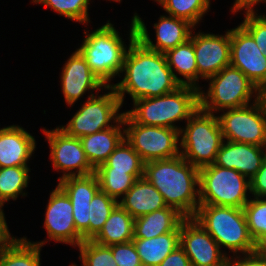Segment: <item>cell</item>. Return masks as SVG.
Here are the masks:
<instances>
[{"label": "cell", "instance_id": "6da1fadb", "mask_svg": "<svg viewBox=\"0 0 266 266\" xmlns=\"http://www.w3.org/2000/svg\"><path fill=\"white\" fill-rule=\"evenodd\" d=\"M130 25L129 47L119 76L124 77L120 82L112 83L122 106L126 93L133 102L141 98L165 95L181 86L168 67L165 54L147 48L136 37L134 20L131 19Z\"/></svg>", "mask_w": 266, "mask_h": 266}, {"label": "cell", "instance_id": "7a4b0ae2", "mask_svg": "<svg viewBox=\"0 0 266 266\" xmlns=\"http://www.w3.org/2000/svg\"><path fill=\"white\" fill-rule=\"evenodd\" d=\"M143 177L162 194L167 206L186 218L195 216L200 205L199 169L181 155L146 162Z\"/></svg>", "mask_w": 266, "mask_h": 266}, {"label": "cell", "instance_id": "3957f363", "mask_svg": "<svg viewBox=\"0 0 266 266\" xmlns=\"http://www.w3.org/2000/svg\"><path fill=\"white\" fill-rule=\"evenodd\" d=\"M131 110L124 111L135 123L181 130L176 123L186 122L199 108V89L181 85L175 91L158 97L133 101Z\"/></svg>", "mask_w": 266, "mask_h": 266}, {"label": "cell", "instance_id": "277c9868", "mask_svg": "<svg viewBox=\"0 0 266 266\" xmlns=\"http://www.w3.org/2000/svg\"><path fill=\"white\" fill-rule=\"evenodd\" d=\"M193 218L220 248L228 249L233 256L259 249L249 233L246 217L241 208L200 204Z\"/></svg>", "mask_w": 266, "mask_h": 266}, {"label": "cell", "instance_id": "5b68a950", "mask_svg": "<svg viewBox=\"0 0 266 266\" xmlns=\"http://www.w3.org/2000/svg\"><path fill=\"white\" fill-rule=\"evenodd\" d=\"M83 34L85 36L78 51L100 81L105 86H112L110 82L113 78L120 76L129 44H125L109 20L91 32L85 30Z\"/></svg>", "mask_w": 266, "mask_h": 266}, {"label": "cell", "instance_id": "8992f818", "mask_svg": "<svg viewBox=\"0 0 266 266\" xmlns=\"http://www.w3.org/2000/svg\"><path fill=\"white\" fill-rule=\"evenodd\" d=\"M208 89H199V107L217 114L226 109L240 108L252 104L262 97V92L238 68L228 65L206 80Z\"/></svg>", "mask_w": 266, "mask_h": 266}, {"label": "cell", "instance_id": "52a82bcc", "mask_svg": "<svg viewBox=\"0 0 266 266\" xmlns=\"http://www.w3.org/2000/svg\"><path fill=\"white\" fill-rule=\"evenodd\" d=\"M179 131L180 155L200 169L215 162L223 142L218 116L198 108Z\"/></svg>", "mask_w": 266, "mask_h": 266}, {"label": "cell", "instance_id": "ba28073f", "mask_svg": "<svg viewBox=\"0 0 266 266\" xmlns=\"http://www.w3.org/2000/svg\"><path fill=\"white\" fill-rule=\"evenodd\" d=\"M248 193L250 180L234 169L214 163L199 169L200 204L243 209L251 198Z\"/></svg>", "mask_w": 266, "mask_h": 266}, {"label": "cell", "instance_id": "9c48e42d", "mask_svg": "<svg viewBox=\"0 0 266 266\" xmlns=\"http://www.w3.org/2000/svg\"><path fill=\"white\" fill-rule=\"evenodd\" d=\"M105 90V94L88 95L87 101L69 122L58 127L67 135L76 138L113 127L123 117L124 112H120L122 104L114 88L106 86Z\"/></svg>", "mask_w": 266, "mask_h": 266}, {"label": "cell", "instance_id": "30bf717a", "mask_svg": "<svg viewBox=\"0 0 266 266\" xmlns=\"http://www.w3.org/2000/svg\"><path fill=\"white\" fill-rule=\"evenodd\" d=\"M125 139L146 163L180 155L179 130L135 123L123 114Z\"/></svg>", "mask_w": 266, "mask_h": 266}, {"label": "cell", "instance_id": "8fae6325", "mask_svg": "<svg viewBox=\"0 0 266 266\" xmlns=\"http://www.w3.org/2000/svg\"><path fill=\"white\" fill-rule=\"evenodd\" d=\"M218 116L224 140L266 147V101L262 96L240 108L226 109Z\"/></svg>", "mask_w": 266, "mask_h": 266}, {"label": "cell", "instance_id": "7c38bea8", "mask_svg": "<svg viewBox=\"0 0 266 266\" xmlns=\"http://www.w3.org/2000/svg\"><path fill=\"white\" fill-rule=\"evenodd\" d=\"M42 131L45 140L49 143V158L53 169L63 173L58 180L69 176H86L95 173V169L86 158L79 138L67 135L59 127L52 130L44 127Z\"/></svg>", "mask_w": 266, "mask_h": 266}, {"label": "cell", "instance_id": "4fadbf2b", "mask_svg": "<svg viewBox=\"0 0 266 266\" xmlns=\"http://www.w3.org/2000/svg\"><path fill=\"white\" fill-rule=\"evenodd\" d=\"M180 246L192 266H227L229 254L193 217L185 218L180 225Z\"/></svg>", "mask_w": 266, "mask_h": 266}, {"label": "cell", "instance_id": "5bb4252c", "mask_svg": "<svg viewBox=\"0 0 266 266\" xmlns=\"http://www.w3.org/2000/svg\"><path fill=\"white\" fill-rule=\"evenodd\" d=\"M230 65L240 69L262 93L266 90V57L241 24L230 29Z\"/></svg>", "mask_w": 266, "mask_h": 266}, {"label": "cell", "instance_id": "9a60e30c", "mask_svg": "<svg viewBox=\"0 0 266 266\" xmlns=\"http://www.w3.org/2000/svg\"><path fill=\"white\" fill-rule=\"evenodd\" d=\"M45 209L43 226L48 241L53 240L73 247H78L84 241L76 230L71 200L58 185L50 193Z\"/></svg>", "mask_w": 266, "mask_h": 266}, {"label": "cell", "instance_id": "2e32d148", "mask_svg": "<svg viewBox=\"0 0 266 266\" xmlns=\"http://www.w3.org/2000/svg\"><path fill=\"white\" fill-rule=\"evenodd\" d=\"M190 39L195 51L198 83L201 78L207 80L230 65L229 29L223 35L192 31Z\"/></svg>", "mask_w": 266, "mask_h": 266}, {"label": "cell", "instance_id": "e0dca14e", "mask_svg": "<svg viewBox=\"0 0 266 266\" xmlns=\"http://www.w3.org/2000/svg\"><path fill=\"white\" fill-rule=\"evenodd\" d=\"M158 22H155L153 27L155 29V44L150 38V33H148L147 25L140 15L134 13L132 20L135 22L136 26V37L149 49L166 53L186 42L190 39L192 31L195 27L186 20L173 17L171 15H160Z\"/></svg>", "mask_w": 266, "mask_h": 266}, {"label": "cell", "instance_id": "ac0fdd59", "mask_svg": "<svg viewBox=\"0 0 266 266\" xmlns=\"http://www.w3.org/2000/svg\"><path fill=\"white\" fill-rule=\"evenodd\" d=\"M63 65L60 81L66 105L73 107L87 91H90V95H95L94 90L96 93L105 90L106 86L92 72L78 49L72 52Z\"/></svg>", "mask_w": 266, "mask_h": 266}, {"label": "cell", "instance_id": "d6986e66", "mask_svg": "<svg viewBox=\"0 0 266 266\" xmlns=\"http://www.w3.org/2000/svg\"><path fill=\"white\" fill-rule=\"evenodd\" d=\"M57 185L66 193L72 203L76 230L83 240H89V206L92 198L100 190L95 173L86 176H69Z\"/></svg>", "mask_w": 266, "mask_h": 266}, {"label": "cell", "instance_id": "ffe728a7", "mask_svg": "<svg viewBox=\"0 0 266 266\" xmlns=\"http://www.w3.org/2000/svg\"><path fill=\"white\" fill-rule=\"evenodd\" d=\"M266 158V147L223 140L214 164L234 169L249 180L258 172Z\"/></svg>", "mask_w": 266, "mask_h": 266}, {"label": "cell", "instance_id": "44dd1931", "mask_svg": "<svg viewBox=\"0 0 266 266\" xmlns=\"http://www.w3.org/2000/svg\"><path fill=\"white\" fill-rule=\"evenodd\" d=\"M36 140L20 125L0 128V168L28 166Z\"/></svg>", "mask_w": 266, "mask_h": 266}, {"label": "cell", "instance_id": "7402d4cb", "mask_svg": "<svg viewBox=\"0 0 266 266\" xmlns=\"http://www.w3.org/2000/svg\"><path fill=\"white\" fill-rule=\"evenodd\" d=\"M79 139L87 160L96 169L108 159L109 155L125 139L123 117L113 127L82 136Z\"/></svg>", "mask_w": 266, "mask_h": 266}, {"label": "cell", "instance_id": "603a6c76", "mask_svg": "<svg viewBox=\"0 0 266 266\" xmlns=\"http://www.w3.org/2000/svg\"><path fill=\"white\" fill-rule=\"evenodd\" d=\"M118 204L134 219L168 207L162 194L144 177L135 181L129 191L118 200Z\"/></svg>", "mask_w": 266, "mask_h": 266}, {"label": "cell", "instance_id": "cb8c5ba5", "mask_svg": "<svg viewBox=\"0 0 266 266\" xmlns=\"http://www.w3.org/2000/svg\"><path fill=\"white\" fill-rule=\"evenodd\" d=\"M185 218L170 206L139 216L134 220L133 238L150 239L173 232Z\"/></svg>", "mask_w": 266, "mask_h": 266}, {"label": "cell", "instance_id": "d4e9b609", "mask_svg": "<svg viewBox=\"0 0 266 266\" xmlns=\"http://www.w3.org/2000/svg\"><path fill=\"white\" fill-rule=\"evenodd\" d=\"M0 248V266H41V250L48 241H30L14 235Z\"/></svg>", "mask_w": 266, "mask_h": 266}, {"label": "cell", "instance_id": "484cf974", "mask_svg": "<svg viewBox=\"0 0 266 266\" xmlns=\"http://www.w3.org/2000/svg\"><path fill=\"white\" fill-rule=\"evenodd\" d=\"M142 266H159L160 263L180 246V226L154 238H133Z\"/></svg>", "mask_w": 266, "mask_h": 266}, {"label": "cell", "instance_id": "4316f807", "mask_svg": "<svg viewBox=\"0 0 266 266\" xmlns=\"http://www.w3.org/2000/svg\"><path fill=\"white\" fill-rule=\"evenodd\" d=\"M168 67L171 69L174 78L181 85L193 86L200 89L198 84V69L196 64L193 42L188 39L175 48L164 53ZM178 74L181 75L178 77Z\"/></svg>", "mask_w": 266, "mask_h": 266}, {"label": "cell", "instance_id": "83f0119b", "mask_svg": "<svg viewBox=\"0 0 266 266\" xmlns=\"http://www.w3.org/2000/svg\"><path fill=\"white\" fill-rule=\"evenodd\" d=\"M134 220L118 204L111 212L103 228L92 240L103 246L130 242L133 240Z\"/></svg>", "mask_w": 266, "mask_h": 266}, {"label": "cell", "instance_id": "f1b7e54d", "mask_svg": "<svg viewBox=\"0 0 266 266\" xmlns=\"http://www.w3.org/2000/svg\"><path fill=\"white\" fill-rule=\"evenodd\" d=\"M29 167L0 168V208H3L4 204L10 200H17L18 196H27L24 189L28 187L30 181Z\"/></svg>", "mask_w": 266, "mask_h": 266}, {"label": "cell", "instance_id": "f546056e", "mask_svg": "<svg viewBox=\"0 0 266 266\" xmlns=\"http://www.w3.org/2000/svg\"><path fill=\"white\" fill-rule=\"evenodd\" d=\"M145 162L124 139L95 171H120L127 174H144Z\"/></svg>", "mask_w": 266, "mask_h": 266}, {"label": "cell", "instance_id": "4dcf8cb0", "mask_svg": "<svg viewBox=\"0 0 266 266\" xmlns=\"http://www.w3.org/2000/svg\"><path fill=\"white\" fill-rule=\"evenodd\" d=\"M163 10L176 18L188 21L194 27L209 12L211 0H154Z\"/></svg>", "mask_w": 266, "mask_h": 266}, {"label": "cell", "instance_id": "1f68e13d", "mask_svg": "<svg viewBox=\"0 0 266 266\" xmlns=\"http://www.w3.org/2000/svg\"><path fill=\"white\" fill-rule=\"evenodd\" d=\"M243 211L254 242L259 248H266V197L250 198Z\"/></svg>", "mask_w": 266, "mask_h": 266}, {"label": "cell", "instance_id": "d6a6232c", "mask_svg": "<svg viewBox=\"0 0 266 266\" xmlns=\"http://www.w3.org/2000/svg\"><path fill=\"white\" fill-rule=\"evenodd\" d=\"M100 190L118 201L143 174H127L120 171H95Z\"/></svg>", "mask_w": 266, "mask_h": 266}, {"label": "cell", "instance_id": "836d02e7", "mask_svg": "<svg viewBox=\"0 0 266 266\" xmlns=\"http://www.w3.org/2000/svg\"><path fill=\"white\" fill-rule=\"evenodd\" d=\"M118 201L99 190L89 206V240H92L103 228Z\"/></svg>", "mask_w": 266, "mask_h": 266}, {"label": "cell", "instance_id": "e575fe53", "mask_svg": "<svg viewBox=\"0 0 266 266\" xmlns=\"http://www.w3.org/2000/svg\"><path fill=\"white\" fill-rule=\"evenodd\" d=\"M33 4H43L45 8H51L58 15L81 24L90 23L88 8L90 0H32Z\"/></svg>", "mask_w": 266, "mask_h": 266}, {"label": "cell", "instance_id": "d590c367", "mask_svg": "<svg viewBox=\"0 0 266 266\" xmlns=\"http://www.w3.org/2000/svg\"><path fill=\"white\" fill-rule=\"evenodd\" d=\"M82 266H118L111 248L97 244L93 240H84L77 247ZM69 266H78L75 262Z\"/></svg>", "mask_w": 266, "mask_h": 266}, {"label": "cell", "instance_id": "8d00e7d4", "mask_svg": "<svg viewBox=\"0 0 266 266\" xmlns=\"http://www.w3.org/2000/svg\"><path fill=\"white\" fill-rule=\"evenodd\" d=\"M241 25L251 34L260 51L266 57V15L245 12Z\"/></svg>", "mask_w": 266, "mask_h": 266}, {"label": "cell", "instance_id": "74e56055", "mask_svg": "<svg viewBox=\"0 0 266 266\" xmlns=\"http://www.w3.org/2000/svg\"><path fill=\"white\" fill-rule=\"evenodd\" d=\"M109 247L118 266H142L133 241Z\"/></svg>", "mask_w": 266, "mask_h": 266}, {"label": "cell", "instance_id": "f35d334b", "mask_svg": "<svg viewBox=\"0 0 266 266\" xmlns=\"http://www.w3.org/2000/svg\"><path fill=\"white\" fill-rule=\"evenodd\" d=\"M228 266H266V248L247 253L229 256Z\"/></svg>", "mask_w": 266, "mask_h": 266}, {"label": "cell", "instance_id": "ab89813d", "mask_svg": "<svg viewBox=\"0 0 266 266\" xmlns=\"http://www.w3.org/2000/svg\"><path fill=\"white\" fill-rule=\"evenodd\" d=\"M252 197H266V158L258 172L250 179Z\"/></svg>", "mask_w": 266, "mask_h": 266}, {"label": "cell", "instance_id": "60d3db41", "mask_svg": "<svg viewBox=\"0 0 266 266\" xmlns=\"http://www.w3.org/2000/svg\"><path fill=\"white\" fill-rule=\"evenodd\" d=\"M159 266H192L188 256L181 246L173 250Z\"/></svg>", "mask_w": 266, "mask_h": 266}, {"label": "cell", "instance_id": "b9f144b4", "mask_svg": "<svg viewBox=\"0 0 266 266\" xmlns=\"http://www.w3.org/2000/svg\"><path fill=\"white\" fill-rule=\"evenodd\" d=\"M233 6L230 9V12L232 14H236L237 12H240L244 10L245 12H255L258 11L256 8V5H259L260 3H266V0H234Z\"/></svg>", "mask_w": 266, "mask_h": 266}, {"label": "cell", "instance_id": "7bdbcfd3", "mask_svg": "<svg viewBox=\"0 0 266 266\" xmlns=\"http://www.w3.org/2000/svg\"><path fill=\"white\" fill-rule=\"evenodd\" d=\"M6 220L4 208H0V248L12 237Z\"/></svg>", "mask_w": 266, "mask_h": 266}, {"label": "cell", "instance_id": "ee69618b", "mask_svg": "<svg viewBox=\"0 0 266 266\" xmlns=\"http://www.w3.org/2000/svg\"><path fill=\"white\" fill-rule=\"evenodd\" d=\"M262 96L264 97V99L266 101V90L263 92Z\"/></svg>", "mask_w": 266, "mask_h": 266}, {"label": "cell", "instance_id": "f6af8a7d", "mask_svg": "<svg viewBox=\"0 0 266 266\" xmlns=\"http://www.w3.org/2000/svg\"><path fill=\"white\" fill-rule=\"evenodd\" d=\"M108 1H111V0H108ZM113 2H121L122 0H112Z\"/></svg>", "mask_w": 266, "mask_h": 266}]
</instances>
